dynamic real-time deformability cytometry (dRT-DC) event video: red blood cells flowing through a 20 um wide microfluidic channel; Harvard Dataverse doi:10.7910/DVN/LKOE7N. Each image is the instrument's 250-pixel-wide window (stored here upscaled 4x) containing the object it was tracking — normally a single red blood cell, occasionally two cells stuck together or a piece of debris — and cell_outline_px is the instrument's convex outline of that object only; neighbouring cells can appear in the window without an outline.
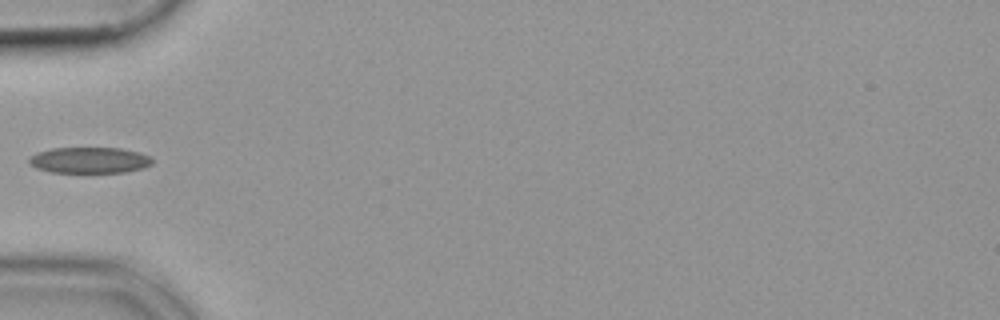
{"species": "common noctule bat (a hibernating species)", "species_latin": "Nyctalus noctula", "temperature_condition": "cold", "stored_images_in_passage": 36, "camera_frame_rate_fps": 3000, "um_per_image_px": 0.085, "animal": {"sex": "female", "body_mass_g": 19.9}, "frame": {"image": 1, "passage_image": 1, "time_ms": 0.0, "image_size_px": [1000, 320], "cell_outline_px": [[152, 164], [144, 168], [124, 172], [48, 172], [36, 168], [28, 160], [36, 152], [52, 148], [120, 148], [140, 152], [152, 156]], "centroid_in_image_um": [7.64, 13.61], "position_along_channel_um": 77.4, "area_um2": 18.73}}
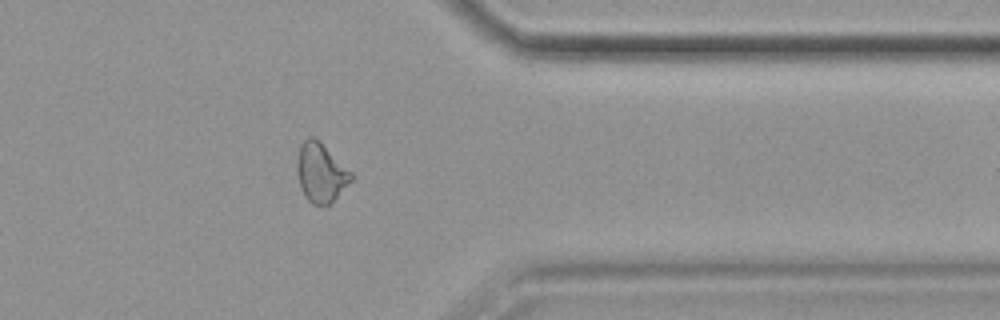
{"frame": {"image": 2, "passage_image": 26, "time_ms": 8.333, "image_size_px": [1000, 320], "cell_outline_px": [[352, 180], [328, 204], [312, 204], [304, 196], [300, 188], [296, 172], [296, 160], [300, 144], [308, 136], [312, 136], [320, 140], [352, 172]], "centroid_in_image_um": [27.23, 14.62], "position_along_channel_um": 384.2, "area_um2": 18.73}}